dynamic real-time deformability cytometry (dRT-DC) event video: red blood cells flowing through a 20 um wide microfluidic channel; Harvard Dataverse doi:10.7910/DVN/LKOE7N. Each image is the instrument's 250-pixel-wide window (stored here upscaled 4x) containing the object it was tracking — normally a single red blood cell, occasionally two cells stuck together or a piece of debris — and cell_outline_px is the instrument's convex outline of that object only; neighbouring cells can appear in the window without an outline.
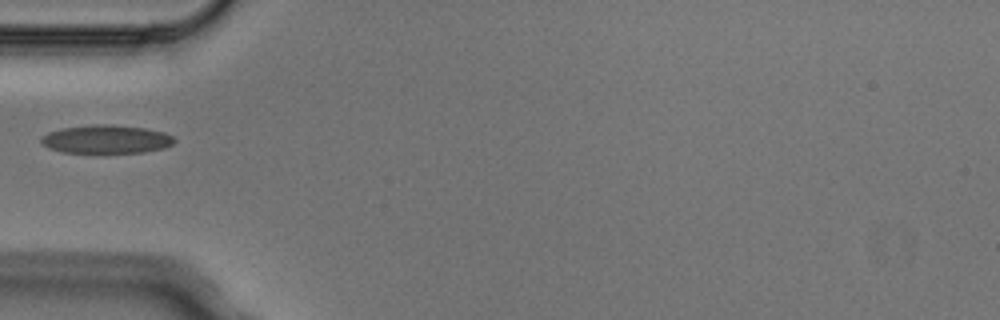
{"species": "Egyptian fruit bat (a non-hibernating species)", "species_latin": "Rousettus aegyptiacus", "temperature_condition": "cold", "stored_images_in_passage": 3, "camera_frame_rate_fps": 3000, "um_per_image_px": 0.085, "animal": {"sex": "male"}, "frame": {"image": 1, "passage_image": 3, "time_ms": 0.667, "image_size_px": [1000, 320], "cell_outline_px": [[176, 140], [172, 144], [164, 148], [144, 152], [60, 152], [48, 148], [40, 144], [40, 136], [48, 132], [64, 128], [92, 124], [112, 124], [144, 128], [164, 132], [172, 136]], "centroid_in_image_um": [8.99, 11.83], "position_along_channel_um": 76.0, "area_um2": 22.08}}